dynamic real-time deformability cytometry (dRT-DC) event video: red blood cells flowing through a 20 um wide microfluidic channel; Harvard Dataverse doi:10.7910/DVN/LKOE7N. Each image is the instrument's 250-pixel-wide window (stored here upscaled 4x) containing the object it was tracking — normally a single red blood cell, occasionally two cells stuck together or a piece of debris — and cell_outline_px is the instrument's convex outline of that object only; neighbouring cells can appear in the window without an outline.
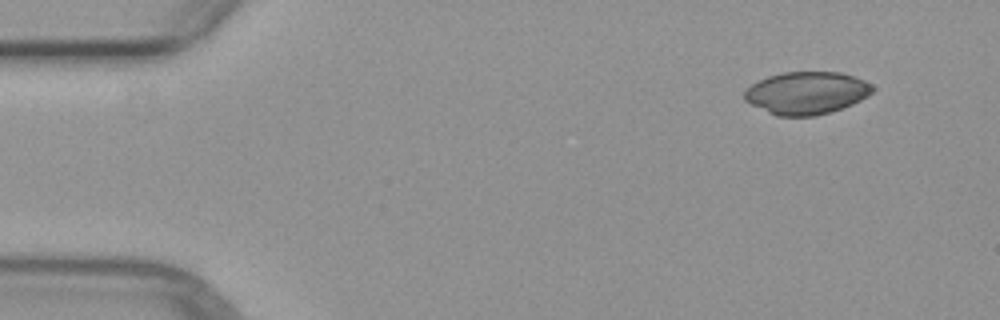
{"species": "common noctule bat (a hibernating species)", "species_latin": "Nyctalus noctula", "temperature_condition": "warm", "stored_images_in_passage": 4, "segment_of_instrument_passage": [2, 2], "camera_frame_rate_fps": 3000, "um_per_image_px": 0.085, "animal": {"sex": "female", "body_mass_g": 29.2, "forearm_length_mm": 56.3}, "frame": {"image": 1, "passage_image": 4, "time_ms": 3.667, "image_size_px": [1000, 320], "cell_outline_px": [[872, 92], [868, 96], [852, 104], [832, 112], [816, 116], [776, 116], [744, 100], [744, 92], [752, 84], [768, 76], [784, 72], [840, 72], [856, 76], [872, 84]], "centroid_in_image_um": [68.58, 7.9], "position_along_channel_um": 16.4, "area_um2": 31.73}}